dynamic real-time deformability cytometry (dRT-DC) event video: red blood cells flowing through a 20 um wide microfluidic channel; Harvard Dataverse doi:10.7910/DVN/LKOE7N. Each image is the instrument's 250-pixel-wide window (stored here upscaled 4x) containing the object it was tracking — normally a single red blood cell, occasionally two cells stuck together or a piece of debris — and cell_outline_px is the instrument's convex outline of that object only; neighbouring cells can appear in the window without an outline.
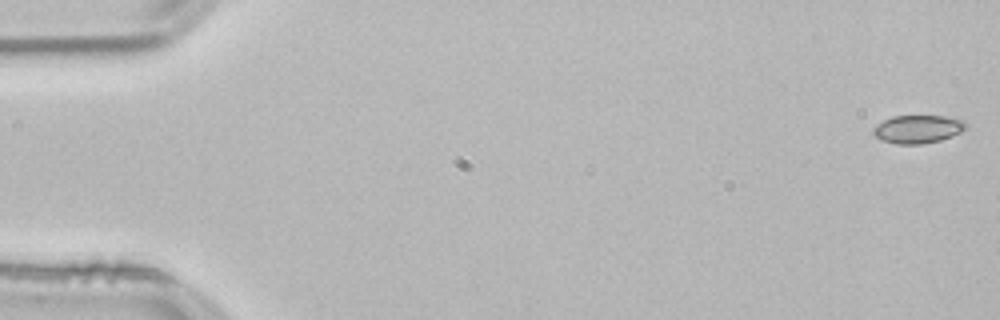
{"species": "common noctule bat (a hibernating species)", "species_latin": "Nyctalus noctula", "temperature_condition": "room temperature", "stored_images_in_passage": 53, "camera_frame_rate_fps": 3000, "um_per_image_px": 0.085, "animal": {"sex": "male", "body_mass_g": 21.5, "forearm_length_mm": 52.0}, "frame": {"image": 1, "passage_image": 1, "time_ms": 0.0, "image_size_px": [1000, 320], "cell_outline_px": [[968, 128], [952, 136], [940, 140], [920, 144], [896, 144], [880, 140], [872, 132], [872, 128], [876, 124], [892, 116], [944, 116], [964, 120], [968, 124]], "centroid_in_image_um": [78.01, 10.97], "position_along_channel_um": 7.0, "area_um2": 15.32}}
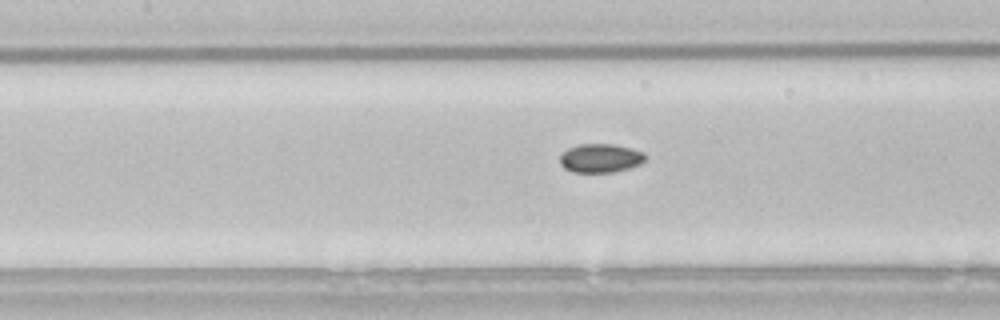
{"frame": {"image": 2, "passage_image": 24, "time_ms": 7.667, "image_size_px": [1000, 320], "cell_outline_px": [[644, 160], [640, 164], [628, 168], [612, 172], [572, 172], [564, 168], [560, 164], [560, 156], [568, 148], [580, 144], [612, 144], [632, 148], [644, 152]], "centroid_in_image_um": [51.02, 13.44], "position_along_channel_um": 156.4, "area_um2": 14.22}}
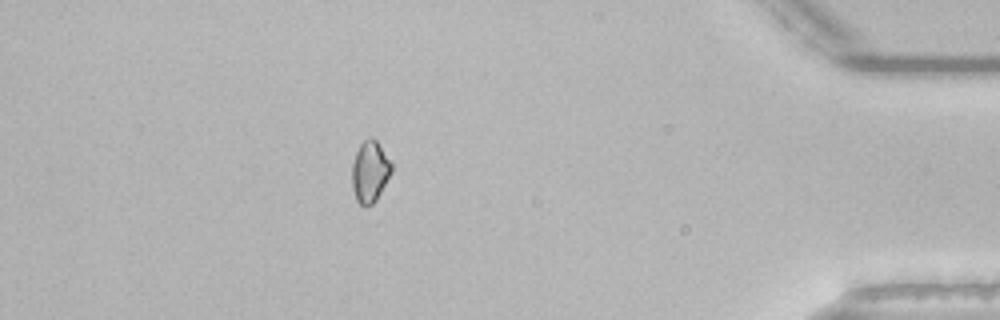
{"frame": {"image": 3, "passage_image": 47, "time_ms": 15.333, "image_size_px": [1000, 320], "cell_outline_px": [[392, 172], [376, 200], [372, 204], [364, 208], [356, 200], [352, 188], [352, 164], [356, 152], [360, 144], [364, 140], [372, 136], [376, 140], [392, 164]], "centroid_in_image_um": [31.43, 14.61], "position_along_channel_um": 403.8, "area_um2": 14.16}}